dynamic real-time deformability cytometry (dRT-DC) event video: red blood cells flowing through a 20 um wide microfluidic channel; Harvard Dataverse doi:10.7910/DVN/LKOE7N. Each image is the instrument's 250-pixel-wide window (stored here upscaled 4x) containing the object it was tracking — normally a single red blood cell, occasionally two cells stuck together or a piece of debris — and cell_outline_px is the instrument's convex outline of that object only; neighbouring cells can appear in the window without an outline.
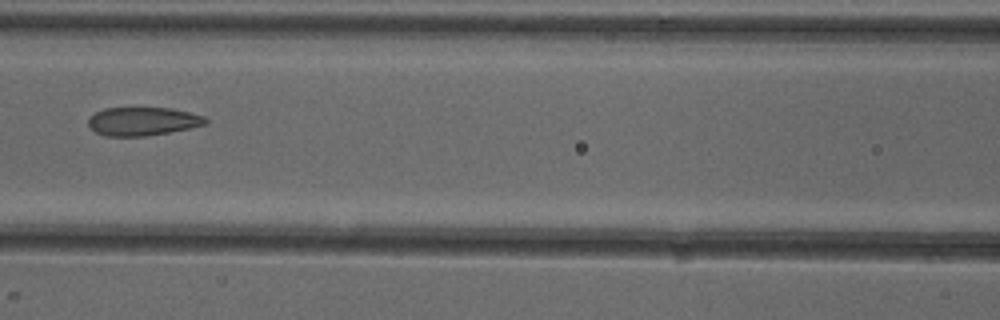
{"species": "common noctule bat (a hibernating species)", "species_latin": "Nyctalus noctula", "temperature_condition": "cold", "stored_images_in_passage": 7, "camera_frame_rate_fps": 3000, "um_per_image_px": 0.085, "animal": {"sex": "female"}, "frame": {"image": 1, "passage_image": 7, "time_ms": 7.667, "image_size_px": [1000, 320], "cell_outline_px": [[208, 124], [192, 128], [144, 136], [104, 136], [88, 128], [88, 116], [104, 108], [172, 108], [204, 116], [208, 120]], "centroid_in_image_um": [12.11, 10.31], "position_along_channel_um": 154.5, "area_um2": 19.59}}